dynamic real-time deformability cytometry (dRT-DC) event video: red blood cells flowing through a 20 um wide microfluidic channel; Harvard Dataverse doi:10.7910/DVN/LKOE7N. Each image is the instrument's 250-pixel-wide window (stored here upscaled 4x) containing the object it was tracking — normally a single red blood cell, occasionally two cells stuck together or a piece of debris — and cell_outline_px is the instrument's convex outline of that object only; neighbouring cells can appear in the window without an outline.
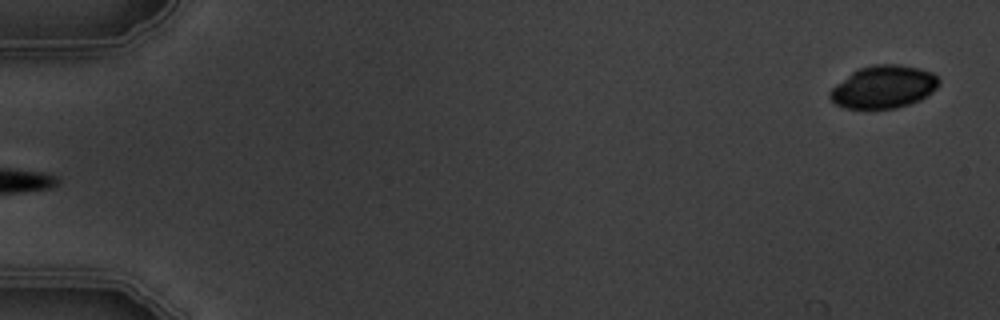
{"species": "common noctule bat (a hibernating species)", "species_latin": "Nyctalus noctula", "temperature_condition": "warm", "stored_images_in_passage": 6, "segment_of_instrument_passage": [2, 2], "camera_frame_rate_fps": 3000, "um_per_image_px": 0.085, "animal": {"sex": "male", "body_mass_g": 19.5, "forearm_length_mm": 54.6}, "frame": {"image": 1, "passage_image": 6, "time_ms": 6.333, "image_size_px": [1000, 320], "cell_outline_px": [[940, 84], [936, 88], [920, 100], [896, 108], [844, 108], [836, 104], [828, 96], [828, 92], [836, 84], [852, 72], [860, 68], [872, 64], [900, 64], [920, 68], [932, 72], [940, 80]], "centroid_in_image_um": [75.1, 7.37], "position_along_channel_um": 9.9, "area_um2": 27.05}}